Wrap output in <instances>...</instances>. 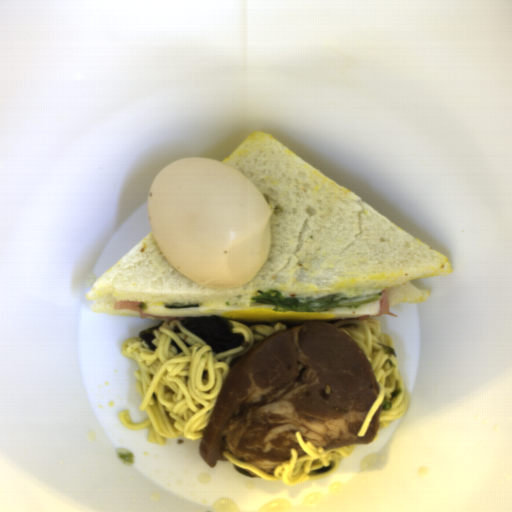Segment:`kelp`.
Here are the masks:
<instances>
[{"instance_id": "obj_2", "label": "kelp", "mask_w": 512, "mask_h": 512, "mask_svg": "<svg viewBox=\"0 0 512 512\" xmlns=\"http://www.w3.org/2000/svg\"><path fill=\"white\" fill-rule=\"evenodd\" d=\"M165 321H160L159 324L155 325V326H152V327H149L147 329H144L142 331L139 332V338H141L145 344L147 345V347L152 350V351H155L156 347L154 345V343L152 342L153 339L155 338V335L153 334V331H157L159 330L160 326L164 323Z\"/></svg>"}, {"instance_id": "obj_6", "label": "kelp", "mask_w": 512, "mask_h": 512, "mask_svg": "<svg viewBox=\"0 0 512 512\" xmlns=\"http://www.w3.org/2000/svg\"><path fill=\"white\" fill-rule=\"evenodd\" d=\"M170 344L171 346H174L176 348V352L177 354H180L182 353L183 349L180 347V345L175 341L174 338H171V341H170Z\"/></svg>"}, {"instance_id": "obj_4", "label": "kelp", "mask_w": 512, "mask_h": 512, "mask_svg": "<svg viewBox=\"0 0 512 512\" xmlns=\"http://www.w3.org/2000/svg\"><path fill=\"white\" fill-rule=\"evenodd\" d=\"M378 346L381 347V349L383 350V352L385 354L393 355L394 358H397L394 347H392L390 345L379 344V343H378Z\"/></svg>"}, {"instance_id": "obj_8", "label": "kelp", "mask_w": 512, "mask_h": 512, "mask_svg": "<svg viewBox=\"0 0 512 512\" xmlns=\"http://www.w3.org/2000/svg\"><path fill=\"white\" fill-rule=\"evenodd\" d=\"M173 331L174 333H182L181 329L178 326H175Z\"/></svg>"}, {"instance_id": "obj_3", "label": "kelp", "mask_w": 512, "mask_h": 512, "mask_svg": "<svg viewBox=\"0 0 512 512\" xmlns=\"http://www.w3.org/2000/svg\"><path fill=\"white\" fill-rule=\"evenodd\" d=\"M334 465H335V463L332 462V463H330L329 466H324V467H322L320 469L312 470L311 472H309V475L310 476H315V475H318V474L327 473V472H329L330 470L333 469Z\"/></svg>"}, {"instance_id": "obj_5", "label": "kelp", "mask_w": 512, "mask_h": 512, "mask_svg": "<svg viewBox=\"0 0 512 512\" xmlns=\"http://www.w3.org/2000/svg\"><path fill=\"white\" fill-rule=\"evenodd\" d=\"M233 468L238 471L239 473H241L242 475L244 476H248V477H251V478H254V475H252L251 473H249L248 471L240 468L239 466H237L236 464H233Z\"/></svg>"}, {"instance_id": "obj_7", "label": "kelp", "mask_w": 512, "mask_h": 512, "mask_svg": "<svg viewBox=\"0 0 512 512\" xmlns=\"http://www.w3.org/2000/svg\"><path fill=\"white\" fill-rule=\"evenodd\" d=\"M400 393H401V390H395V391H393V393H392V397H393V398H394V397H397L398 395H400Z\"/></svg>"}, {"instance_id": "obj_1", "label": "kelp", "mask_w": 512, "mask_h": 512, "mask_svg": "<svg viewBox=\"0 0 512 512\" xmlns=\"http://www.w3.org/2000/svg\"><path fill=\"white\" fill-rule=\"evenodd\" d=\"M184 329L210 346L212 352L220 353L241 347L245 338L241 333H233V322L223 316L184 317L181 320Z\"/></svg>"}]
</instances>
